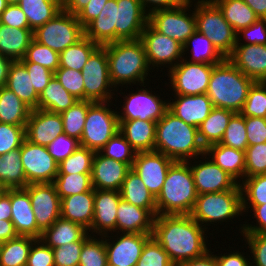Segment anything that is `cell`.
<instances>
[{"label":"cell","instance_id":"obj_1","mask_svg":"<svg viewBox=\"0 0 266 266\" xmlns=\"http://www.w3.org/2000/svg\"><path fill=\"white\" fill-rule=\"evenodd\" d=\"M191 215H157L152 236L167 252L175 266L206 254L205 228ZM207 243V244H206Z\"/></svg>","mask_w":266,"mask_h":266},{"label":"cell","instance_id":"obj_2","mask_svg":"<svg viewBox=\"0 0 266 266\" xmlns=\"http://www.w3.org/2000/svg\"><path fill=\"white\" fill-rule=\"evenodd\" d=\"M154 150L174 161H191L199 156L204 158L205 155V148L199 140L198 128L185 123L169 110L156 122Z\"/></svg>","mask_w":266,"mask_h":266},{"label":"cell","instance_id":"obj_3","mask_svg":"<svg viewBox=\"0 0 266 266\" xmlns=\"http://www.w3.org/2000/svg\"><path fill=\"white\" fill-rule=\"evenodd\" d=\"M190 161H174L156 197L157 215H190L198 197Z\"/></svg>","mask_w":266,"mask_h":266},{"label":"cell","instance_id":"obj_4","mask_svg":"<svg viewBox=\"0 0 266 266\" xmlns=\"http://www.w3.org/2000/svg\"><path fill=\"white\" fill-rule=\"evenodd\" d=\"M104 46L113 86L117 89L118 85L122 87L131 83L136 85V82L144 86V81L151 69L142 41L140 39L119 40Z\"/></svg>","mask_w":266,"mask_h":266},{"label":"cell","instance_id":"obj_5","mask_svg":"<svg viewBox=\"0 0 266 266\" xmlns=\"http://www.w3.org/2000/svg\"><path fill=\"white\" fill-rule=\"evenodd\" d=\"M254 82L225 58L213 66L206 94L214 107L239 113Z\"/></svg>","mask_w":266,"mask_h":266},{"label":"cell","instance_id":"obj_6","mask_svg":"<svg viewBox=\"0 0 266 266\" xmlns=\"http://www.w3.org/2000/svg\"><path fill=\"white\" fill-rule=\"evenodd\" d=\"M196 30L207 36L218 51L227 58L237 43V32L225 20L222 11L212 0H197Z\"/></svg>","mask_w":266,"mask_h":266},{"label":"cell","instance_id":"obj_7","mask_svg":"<svg viewBox=\"0 0 266 266\" xmlns=\"http://www.w3.org/2000/svg\"><path fill=\"white\" fill-rule=\"evenodd\" d=\"M241 213H243L242 191L238 184L232 190L199 194L190 215L203 228L207 229L208 227H204L206 225L204 223L208 225L225 222L240 216Z\"/></svg>","mask_w":266,"mask_h":266},{"label":"cell","instance_id":"obj_8","mask_svg":"<svg viewBox=\"0 0 266 266\" xmlns=\"http://www.w3.org/2000/svg\"><path fill=\"white\" fill-rule=\"evenodd\" d=\"M108 102H93L86 115L80 146L99 152L119 131L118 112Z\"/></svg>","mask_w":266,"mask_h":266},{"label":"cell","instance_id":"obj_9","mask_svg":"<svg viewBox=\"0 0 266 266\" xmlns=\"http://www.w3.org/2000/svg\"><path fill=\"white\" fill-rule=\"evenodd\" d=\"M84 37V28L73 15L64 9L53 19L33 31V39L58 52L76 44Z\"/></svg>","mask_w":266,"mask_h":266},{"label":"cell","instance_id":"obj_10","mask_svg":"<svg viewBox=\"0 0 266 266\" xmlns=\"http://www.w3.org/2000/svg\"><path fill=\"white\" fill-rule=\"evenodd\" d=\"M81 73L84 82V100L111 102L114 94L111 91H114L115 87L110 79L105 46H99L90 55Z\"/></svg>","mask_w":266,"mask_h":266},{"label":"cell","instance_id":"obj_11","mask_svg":"<svg viewBox=\"0 0 266 266\" xmlns=\"http://www.w3.org/2000/svg\"><path fill=\"white\" fill-rule=\"evenodd\" d=\"M191 2L185 0L175 8L154 11L149 14L148 23L159 33L184 45L196 31L195 8L192 14L186 13Z\"/></svg>","mask_w":266,"mask_h":266},{"label":"cell","instance_id":"obj_12","mask_svg":"<svg viewBox=\"0 0 266 266\" xmlns=\"http://www.w3.org/2000/svg\"><path fill=\"white\" fill-rule=\"evenodd\" d=\"M215 64L190 62L183 58L168 71L174 95L207 93L210 75Z\"/></svg>","mask_w":266,"mask_h":266},{"label":"cell","instance_id":"obj_13","mask_svg":"<svg viewBox=\"0 0 266 266\" xmlns=\"http://www.w3.org/2000/svg\"><path fill=\"white\" fill-rule=\"evenodd\" d=\"M140 40L143 43L147 62L152 69L156 67H174L185 56L183 45L178 41L156 31L149 23L145 26ZM184 54V56H183Z\"/></svg>","mask_w":266,"mask_h":266},{"label":"cell","instance_id":"obj_14","mask_svg":"<svg viewBox=\"0 0 266 266\" xmlns=\"http://www.w3.org/2000/svg\"><path fill=\"white\" fill-rule=\"evenodd\" d=\"M20 153L27 184L53 183L59 165L49 154L47 147L25 139L20 147Z\"/></svg>","mask_w":266,"mask_h":266},{"label":"cell","instance_id":"obj_15","mask_svg":"<svg viewBox=\"0 0 266 266\" xmlns=\"http://www.w3.org/2000/svg\"><path fill=\"white\" fill-rule=\"evenodd\" d=\"M30 197L37 223V239L61 217V199L53 183L28 184L24 188Z\"/></svg>","mask_w":266,"mask_h":266},{"label":"cell","instance_id":"obj_16","mask_svg":"<svg viewBox=\"0 0 266 266\" xmlns=\"http://www.w3.org/2000/svg\"><path fill=\"white\" fill-rule=\"evenodd\" d=\"M173 162V159L155 150L138 152L131 169L156 198L162 190L167 172Z\"/></svg>","mask_w":266,"mask_h":266},{"label":"cell","instance_id":"obj_17","mask_svg":"<svg viewBox=\"0 0 266 266\" xmlns=\"http://www.w3.org/2000/svg\"><path fill=\"white\" fill-rule=\"evenodd\" d=\"M138 92V93H137ZM136 93H131L123 97V113L118 114V120H149L158 122L168 110V103L160 96L152 93V90L138 89Z\"/></svg>","mask_w":266,"mask_h":266},{"label":"cell","instance_id":"obj_18","mask_svg":"<svg viewBox=\"0 0 266 266\" xmlns=\"http://www.w3.org/2000/svg\"><path fill=\"white\" fill-rule=\"evenodd\" d=\"M152 233H122L110 242L104 235L108 266H136L142 249ZM119 239V240H118ZM109 241V242H108Z\"/></svg>","mask_w":266,"mask_h":266},{"label":"cell","instance_id":"obj_19","mask_svg":"<svg viewBox=\"0 0 266 266\" xmlns=\"http://www.w3.org/2000/svg\"><path fill=\"white\" fill-rule=\"evenodd\" d=\"M148 19L139 0H116L115 42L140 39Z\"/></svg>","mask_w":266,"mask_h":266},{"label":"cell","instance_id":"obj_20","mask_svg":"<svg viewBox=\"0 0 266 266\" xmlns=\"http://www.w3.org/2000/svg\"><path fill=\"white\" fill-rule=\"evenodd\" d=\"M204 156V160L208 159L205 162L200 160L198 165L189 163L198 195L232 190L239 184L226 171L222 170L206 155Z\"/></svg>","mask_w":266,"mask_h":266},{"label":"cell","instance_id":"obj_21","mask_svg":"<svg viewBox=\"0 0 266 266\" xmlns=\"http://www.w3.org/2000/svg\"><path fill=\"white\" fill-rule=\"evenodd\" d=\"M61 115L33 109L25 126V136L33 144L47 147L58 135L63 134Z\"/></svg>","mask_w":266,"mask_h":266},{"label":"cell","instance_id":"obj_22","mask_svg":"<svg viewBox=\"0 0 266 266\" xmlns=\"http://www.w3.org/2000/svg\"><path fill=\"white\" fill-rule=\"evenodd\" d=\"M227 58L255 82H266V45L236 44Z\"/></svg>","mask_w":266,"mask_h":266},{"label":"cell","instance_id":"obj_23","mask_svg":"<svg viewBox=\"0 0 266 266\" xmlns=\"http://www.w3.org/2000/svg\"><path fill=\"white\" fill-rule=\"evenodd\" d=\"M131 170L128 164L113 160L96 152L93 158L91 181L94 189L120 191L127 173Z\"/></svg>","mask_w":266,"mask_h":266},{"label":"cell","instance_id":"obj_24","mask_svg":"<svg viewBox=\"0 0 266 266\" xmlns=\"http://www.w3.org/2000/svg\"><path fill=\"white\" fill-rule=\"evenodd\" d=\"M121 200L120 191L95 189L94 216L90 227L91 234L107 235L116 231L117 208Z\"/></svg>","mask_w":266,"mask_h":266},{"label":"cell","instance_id":"obj_25","mask_svg":"<svg viewBox=\"0 0 266 266\" xmlns=\"http://www.w3.org/2000/svg\"><path fill=\"white\" fill-rule=\"evenodd\" d=\"M168 102V110L185 123L198 126L209 116L214 108L208 95H175ZM175 100V101H174Z\"/></svg>","mask_w":266,"mask_h":266},{"label":"cell","instance_id":"obj_26","mask_svg":"<svg viewBox=\"0 0 266 266\" xmlns=\"http://www.w3.org/2000/svg\"><path fill=\"white\" fill-rule=\"evenodd\" d=\"M11 221L16 233L20 236H31L37 239V223L31 200L25 189H10Z\"/></svg>","mask_w":266,"mask_h":266},{"label":"cell","instance_id":"obj_27","mask_svg":"<svg viewBox=\"0 0 266 266\" xmlns=\"http://www.w3.org/2000/svg\"><path fill=\"white\" fill-rule=\"evenodd\" d=\"M154 218L147 209L137 207L121 198L117 208L116 232L152 233Z\"/></svg>","mask_w":266,"mask_h":266},{"label":"cell","instance_id":"obj_28","mask_svg":"<svg viewBox=\"0 0 266 266\" xmlns=\"http://www.w3.org/2000/svg\"><path fill=\"white\" fill-rule=\"evenodd\" d=\"M95 189L61 199V218L81 225L90 232L94 216Z\"/></svg>","mask_w":266,"mask_h":266},{"label":"cell","instance_id":"obj_29","mask_svg":"<svg viewBox=\"0 0 266 266\" xmlns=\"http://www.w3.org/2000/svg\"><path fill=\"white\" fill-rule=\"evenodd\" d=\"M119 132L138 152L154 151L156 122L149 120H119Z\"/></svg>","mask_w":266,"mask_h":266},{"label":"cell","instance_id":"obj_30","mask_svg":"<svg viewBox=\"0 0 266 266\" xmlns=\"http://www.w3.org/2000/svg\"><path fill=\"white\" fill-rule=\"evenodd\" d=\"M205 155L209 156L211 161L226 171L239 184L240 179L243 181L245 178V151L215 143L205 148ZM238 178L240 179L237 180Z\"/></svg>","mask_w":266,"mask_h":266},{"label":"cell","instance_id":"obj_31","mask_svg":"<svg viewBox=\"0 0 266 266\" xmlns=\"http://www.w3.org/2000/svg\"><path fill=\"white\" fill-rule=\"evenodd\" d=\"M116 0H108L96 19L84 28V36L100 46L115 42Z\"/></svg>","mask_w":266,"mask_h":266},{"label":"cell","instance_id":"obj_32","mask_svg":"<svg viewBox=\"0 0 266 266\" xmlns=\"http://www.w3.org/2000/svg\"><path fill=\"white\" fill-rule=\"evenodd\" d=\"M33 39L30 28H14L0 24V54L13 60L20 61Z\"/></svg>","mask_w":266,"mask_h":266},{"label":"cell","instance_id":"obj_33","mask_svg":"<svg viewBox=\"0 0 266 266\" xmlns=\"http://www.w3.org/2000/svg\"><path fill=\"white\" fill-rule=\"evenodd\" d=\"M120 194L123 200L137 207L147 209L154 217L157 216L156 198L132 169L123 181Z\"/></svg>","mask_w":266,"mask_h":266},{"label":"cell","instance_id":"obj_34","mask_svg":"<svg viewBox=\"0 0 266 266\" xmlns=\"http://www.w3.org/2000/svg\"><path fill=\"white\" fill-rule=\"evenodd\" d=\"M6 87L13 91L32 110L37 109L39 94L35 91L26 67L20 61H13L7 77Z\"/></svg>","mask_w":266,"mask_h":266},{"label":"cell","instance_id":"obj_35","mask_svg":"<svg viewBox=\"0 0 266 266\" xmlns=\"http://www.w3.org/2000/svg\"><path fill=\"white\" fill-rule=\"evenodd\" d=\"M76 101H78V99L71 95L61 85L59 80L53 76L48 85L39 94L37 109L61 114L69 107L73 106Z\"/></svg>","mask_w":266,"mask_h":266},{"label":"cell","instance_id":"obj_36","mask_svg":"<svg viewBox=\"0 0 266 266\" xmlns=\"http://www.w3.org/2000/svg\"><path fill=\"white\" fill-rule=\"evenodd\" d=\"M234 111L214 107L209 116L198 126L200 143L207 146L219 143Z\"/></svg>","mask_w":266,"mask_h":266},{"label":"cell","instance_id":"obj_37","mask_svg":"<svg viewBox=\"0 0 266 266\" xmlns=\"http://www.w3.org/2000/svg\"><path fill=\"white\" fill-rule=\"evenodd\" d=\"M88 231L70 220L58 218L42 235L41 240L51 248L79 241Z\"/></svg>","mask_w":266,"mask_h":266},{"label":"cell","instance_id":"obj_38","mask_svg":"<svg viewBox=\"0 0 266 266\" xmlns=\"http://www.w3.org/2000/svg\"><path fill=\"white\" fill-rule=\"evenodd\" d=\"M18 5L25 13L32 31L53 19L63 9L61 0H20Z\"/></svg>","mask_w":266,"mask_h":266},{"label":"cell","instance_id":"obj_39","mask_svg":"<svg viewBox=\"0 0 266 266\" xmlns=\"http://www.w3.org/2000/svg\"><path fill=\"white\" fill-rule=\"evenodd\" d=\"M31 110L13 91L0 87V123L26 125Z\"/></svg>","mask_w":266,"mask_h":266},{"label":"cell","instance_id":"obj_40","mask_svg":"<svg viewBox=\"0 0 266 266\" xmlns=\"http://www.w3.org/2000/svg\"><path fill=\"white\" fill-rule=\"evenodd\" d=\"M0 179L6 189H24L28 185L20 149L0 155Z\"/></svg>","mask_w":266,"mask_h":266},{"label":"cell","instance_id":"obj_41","mask_svg":"<svg viewBox=\"0 0 266 266\" xmlns=\"http://www.w3.org/2000/svg\"><path fill=\"white\" fill-rule=\"evenodd\" d=\"M222 11L225 20L239 32L254 23L258 17L243 0H212Z\"/></svg>","mask_w":266,"mask_h":266},{"label":"cell","instance_id":"obj_42","mask_svg":"<svg viewBox=\"0 0 266 266\" xmlns=\"http://www.w3.org/2000/svg\"><path fill=\"white\" fill-rule=\"evenodd\" d=\"M36 238L20 236L0 244L1 266H26L32 243Z\"/></svg>","mask_w":266,"mask_h":266},{"label":"cell","instance_id":"obj_43","mask_svg":"<svg viewBox=\"0 0 266 266\" xmlns=\"http://www.w3.org/2000/svg\"><path fill=\"white\" fill-rule=\"evenodd\" d=\"M189 48H191L192 52L190 62L209 63L216 65L225 59V57L212 44V41L197 30L183 45V52H186Z\"/></svg>","mask_w":266,"mask_h":266},{"label":"cell","instance_id":"obj_44","mask_svg":"<svg viewBox=\"0 0 266 266\" xmlns=\"http://www.w3.org/2000/svg\"><path fill=\"white\" fill-rule=\"evenodd\" d=\"M99 46L84 36L76 44L67 47L59 54V67L70 68L81 72L90 55Z\"/></svg>","mask_w":266,"mask_h":266},{"label":"cell","instance_id":"obj_45","mask_svg":"<svg viewBox=\"0 0 266 266\" xmlns=\"http://www.w3.org/2000/svg\"><path fill=\"white\" fill-rule=\"evenodd\" d=\"M92 103L93 101L89 100H78L73 106L60 114L65 134L80 141L88 108Z\"/></svg>","mask_w":266,"mask_h":266},{"label":"cell","instance_id":"obj_46","mask_svg":"<svg viewBox=\"0 0 266 266\" xmlns=\"http://www.w3.org/2000/svg\"><path fill=\"white\" fill-rule=\"evenodd\" d=\"M53 184L60 199L93 189L91 174H57Z\"/></svg>","mask_w":266,"mask_h":266},{"label":"cell","instance_id":"obj_47","mask_svg":"<svg viewBox=\"0 0 266 266\" xmlns=\"http://www.w3.org/2000/svg\"><path fill=\"white\" fill-rule=\"evenodd\" d=\"M95 151L79 146L58 167V174H91Z\"/></svg>","mask_w":266,"mask_h":266},{"label":"cell","instance_id":"obj_48","mask_svg":"<svg viewBox=\"0 0 266 266\" xmlns=\"http://www.w3.org/2000/svg\"><path fill=\"white\" fill-rule=\"evenodd\" d=\"M240 186L242 207L266 204V174L245 177Z\"/></svg>","mask_w":266,"mask_h":266},{"label":"cell","instance_id":"obj_49","mask_svg":"<svg viewBox=\"0 0 266 266\" xmlns=\"http://www.w3.org/2000/svg\"><path fill=\"white\" fill-rule=\"evenodd\" d=\"M99 152L107 158L128 164L131 168L137 153L119 131Z\"/></svg>","mask_w":266,"mask_h":266},{"label":"cell","instance_id":"obj_50","mask_svg":"<svg viewBox=\"0 0 266 266\" xmlns=\"http://www.w3.org/2000/svg\"><path fill=\"white\" fill-rule=\"evenodd\" d=\"M244 117L266 118V82H254L239 112Z\"/></svg>","mask_w":266,"mask_h":266},{"label":"cell","instance_id":"obj_51","mask_svg":"<svg viewBox=\"0 0 266 266\" xmlns=\"http://www.w3.org/2000/svg\"><path fill=\"white\" fill-rule=\"evenodd\" d=\"M220 144L234 149L245 151L248 147L246 137L245 117L240 113H235L226 127Z\"/></svg>","mask_w":266,"mask_h":266},{"label":"cell","instance_id":"obj_52","mask_svg":"<svg viewBox=\"0 0 266 266\" xmlns=\"http://www.w3.org/2000/svg\"><path fill=\"white\" fill-rule=\"evenodd\" d=\"M100 238L93 234L84 241L79 266H108L105 242L102 236Z\"/></svg>","mask_w":266,"mask_h":266},{"label":"cell","instance_id":"obj_53","mask_svg":"<svg viewBox=\"0 0 266 266\" xmlns=\"http://www.w3.org/2000/svg\"><path fill=\"white\" fill-rule=\"evenodd\" d=\"M20 62H33L55 72L59 68V53L32 39Z\"/></svg>","mask_w":266,"mask_h":266},{"label":"cell","instance_id":"obj_54","mask_svg":"<svg viewBox=\"0 0 266 266\" xmlns=\"http://www.w3.org/2000/svg\"><path fill=\"white\" fill-rule=\"evenodd\" d=\"M136 266H175L167 252L151 236L145 243Z\"/></svg>","mask_w":266,"mask_h":266},{"label":"cell","instance_id":"obj_55","mask_svg":"<svg viewBox=\"0 0 266 266\" xmlns=\"http://www.w3.org/2000/svg\"><path fill=\"white\" fill-rule=\"evenodd\" d=\"M25 126L0 123V155L20 149L26 139Z\"/></svg>","mask_w":266,"mask_h":266},{"label":"cell","instance_id":"obj_56","mask_svg":"<svg viewBox=\"0 0 266 266\" xmlns=\"http://www.w3.org/2000/svg\"><path fill=\"white\" fill-rule=\"evenodd\" d=\"M266 174V142L248 145L245 150V177Z\"/></svg>","mask_w":266,"mask_h":266},{"label":"cell","instance_id":"obj_57","mask_svg":"<svg viewBox=\"0 0 266 266\" xmlns=\"http://www.w3.org/2000/svg\"><path fill=\"white\" fill-rule=\"evenodd\" d=\"M87 232L79 241L67 243L53 249L55 266H79L80 253L84 241L89 237Z\"/></svg>","mask_w":266,"mask_h":266},{"label":"cell","instance_id":"obj_58","mask_svg":"<svg viewBox=\"0 0 266 266\" xmlns=\"http://www.w3.org/2000/svg\"><path fill=\"white\" fill-rule=\"evenodd\" d=\"M54 76L71 95L78 100H84V82L80 71L59 67Z\"/></svg>","mask_w":266,"mask_h":266},{"label":"cell","instance_id":"obj_59","mask_svg":"<svg viewBox=\"0 0 266 266\" xmlns=\"http://www.w3.org/2000/svg\"><path fill=\"white\" fill-rule=\"evenodd\" d=\"M79 140L63 133L54 138L47 146L49 154L54 158L58 165L67 159L78 147Z\"/></svg>","mask_w":266,"mask_h":266},{"label":"cell","instance_id":"obj_60","mask_svg":"<svg viewBox=\"0 0 266 266\" xmlns=\"http://www.w3.org/2000/svg\"><path fill=\"white\" fill-rule=\"evenodd\" d=\"M242 236L246 238L245 242L252 253L251 265L266 266V233H242Z\"/></svg>","mask_w":266,"mask_h":266},{"label":"cell","instance_id":"obj_61","mask_svg":"<svg viewBox=\"0 0 266 266\" xmlns=\"http://www.w3.org/2000/svg\"><path fill=\"white\" fill-rule=\"evenodd\" d=\"M26 266H55L53 249L41 239H36L32 243Z\"/></svg>","mask_w":266,"mask_h":266},{"label":"cell","instance_id":"obj_62","mask_svg":"<svg viewBox=\"0 0 266 266\" xmlns=\"http://www.w3.org/2000/svg\"><path fill=\"white\" fill-rule=\"evenodd\" d=\"M239 35H241V37ZM242 36L247 42L239 43L242 40ZM236 44L266 45V19L258 18L250 26H248L247 28H243L239 32H237Z\"/></svg>","mask_w":266,"mask_h":266},{"label":"cell","instance_id":"obj_63","mask_svg":"<svg viewBox=\"0 0 266 266\" xmlns=\"http://www.w3.org/2000/svg\"><path fill=\"white\" fill-rule=\"evenodd\" d=\"M21 63L26 67L35 91L40 94L54 76V72L33 62Z\"/></svg>","mask_w":266,"mask_h":266},{"label":"cell","instance_id":"obj_64","mask_svg":"<svg viewBox=\"0 0 266 266\" xmlns=\"http://www.w3.org/2000/svg\"><path fill=\"white\" fill-rule=\"evenodd\" d=\"M248 145L266 142V118L245 117Z\"/></svg>","mask_w":266,"mask_h":266},{"label":"cell","instance_id":"obj_65","mask_svg":"<svg viewBox=\"0 0 266 266\" xmlns=\"http://www.w3.org/2000/svg\"><path fill=\"white\" fill-rule=\"evenodd\" d=\"M0 24L14 28H29L25 13L18 4H9L1 13Z\"/></svg>","mask_w":266,"mask_h":266},{"label":"cell","instance_id":"obj_66","mask_svg":"<svg viewBox=\"0 0 266 266\" xmlns=\"http://www.w3.org/2000/svg\"><path fill=\"white\" fill-rule=\"evenodd\" d=\"M254 212V218L257 220V225L243 224L240 233H266V204L258 206L242 207V211L246 213L248 208Z\"/></svg>","mask_w":266,"mask_h":266},{"label":"cell","instance_id":"obj_67","mask_svg":"<svg viewBox=\"0 0 266 266\" xmlns=\"http://www.w3.org/2000/svg\"><path fill=\"white\" fill-rule=\"evenodd\" d=\"M107 1L108 0H89L87 5L77 14V19L83 28L97 18Z\"/></svg>","mask_w":266,"mask_h":266},{"label":"cell","instance_id":"obj_68","mask_svg":"<svg viewBox=\"0 0 266 266\" xmlns=\"http://www.w3.org/2000/svg\"><path fill=\"white\" fill-rule=\"evenodd\" d=\"M242 252H231L229 254L215 255L216 263L218 266H249L251 263L249 259L245 258Z\"/></svg>","mask_w":266,"mask_h":266},{"label":"cell","instance_id":"obj_69","mask_svg":"<svg viewBox=\"0 0 266 266\" xmlns=\"http://www.w3.org/2000/svg\"><path fill=\"white\" fill-rule=\"evenodd\" d=\"M144 11L149 15L157 10L172 9L179 6L185 0H139ZM151 7H149V6ZM149 9H147V8Z\"/></svg>","mask_w":266,"mask_h":266},{"label":"cell","instance_id":"obj_70","mask_svg":"<svg viewBox=\"0 0 266 266\" xmlns=\"http://www.w3.org/2000/svg\"><path fill=\"white\" fill-rule=\"evenodd\" d=\"M212 253L213 252L208 251L203 256L183 262L178 266H218L216 263L215 255H213Z\"/></svg>","mask_w":266,"mask_h":266},{"label":"cell","instance_id":"obj_71","mask_svg":"<svg viewBox=\"0 0 266 266\" xmlns=\"http://www.w3.org/2000/svg\"><path fill=\"white\" fill-rule=\"evenodd\" d=\"M17 236L11 220H0V244Z\"/></svg>","mask_w":266,"mask_h":266},{"label":"cell","instance_id":"obj_72","mask_svg":"<svg viewBox=\"0 0 266 266\" xmlns=\"http://www.w3.org/2000/svg\"><path fill=\"white\" fill-rule=\"evenodd\" d=\"M11 201H10V189L0 195V220L11 219Z\"/></svg>","mask_w":266,"mask_h":266},{"label":"cell","instance_id":"obj_73","mask_svg":"<svg viewBox=\"0 0 266 266\" xmlns=\"http://www.w3.org/2000/svg\"><path fill=\"white\" fill-rule=\"evenodd\" d=\"M89 2V0H64L63 9L73 15H77Z\"/></svg>","mask_w":266,"mask_h":266},{"label":"cell","instance_id":"obj_74","mask_svg":"<svg viewBox=\"0 0 266 266\" xmlns=\"http://www.w3.org/2000/svg\"><path fill=\"white\" fill-rule=\"evenodd\" d=\"M258 18L266 19V0H243Z\"/></svg>","mask_w":266,"mask_h":266},{"label":"cell","instance_id":"obj_75","mask_svg":"<svg viewBox=\"0 0 266 266\" xmlns=\"http://www.w3.org/2000/svg\"><path fill=\"white\" fill-rule=\"evenodd\" d=\"M13 60L0 54V87L6 86L9 68Z\"/></svg>","mask_w":266,"mask_h":266},{"label":"cell","instance_id":"obj_76","mask_svg":"<svg viewBox=\"0 0 266 266\" xmlns=\"http://www.w3.org/2000/svg\"><path fill=\"white\" fill-rule=\"evenodd\" d=\"M8 5L9 4L7 0H0V16H1V13L6 9Z\"/></svg>","mask_w":266,"mask_h":266},{"label":"cell","instance_id":"obj_77","mask_svg":"<svg viewBox=\"0 0 266 266\" xmlns=\"http://www.w3.org/2000/svg\"><path fill=\"white\" fill-rule=\"evenodd\" d=\"M0 191H7L6 187L4 186L3 182L0 179Z\"/></svg>","mask_w":266,"mask_h":266},{"label":"cell","instance_id":"obj_78","mask_svg":"<svg viewBox=\"0 0 266 266\" xmlns=\"http://www.w3.org/2000/svg\"><path fill=\"white\" fill-rule=\"evenodd\" d=\"M8 4H18L20 0H7Z\"/></svg>","mask_w":266,"mask_h":266}]
</instances>
